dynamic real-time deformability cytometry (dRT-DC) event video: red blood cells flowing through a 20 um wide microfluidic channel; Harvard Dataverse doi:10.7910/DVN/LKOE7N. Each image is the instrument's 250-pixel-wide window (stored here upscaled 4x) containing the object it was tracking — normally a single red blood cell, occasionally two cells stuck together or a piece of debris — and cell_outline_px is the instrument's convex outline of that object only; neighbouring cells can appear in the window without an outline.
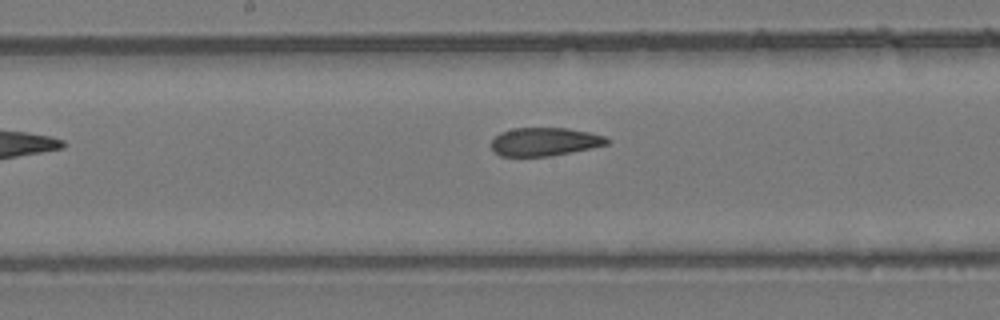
{"species": "common noctule bat (a hibernating species)", "species_latin": "Nyctalus noctula", "temperature_condition": "room temperature", "stored_images_in_passage": 8, "camera_frame_rate_fps": 3000, "um_per_image_px": 0.085, "animal": {"sex": "female", "body_mass_g": 24.6, "forearm_length_mm": 56.2}, "frame": {"image": 1, "passage_image": 7, "time_ms": 7.0, "image_size_px": [1000, 320], "cell_outline_px": [[612, 140], [608, 144], [548, 156], [500, 156], [492, 148], [492, 140], [500, 132], [512, 128], [568, 128], [588, 132], [604, 136]], "centroid_in_image_um": [46.28, 12.03], "position_along_channel_um": 201.9, "area_um2": 18.84}}
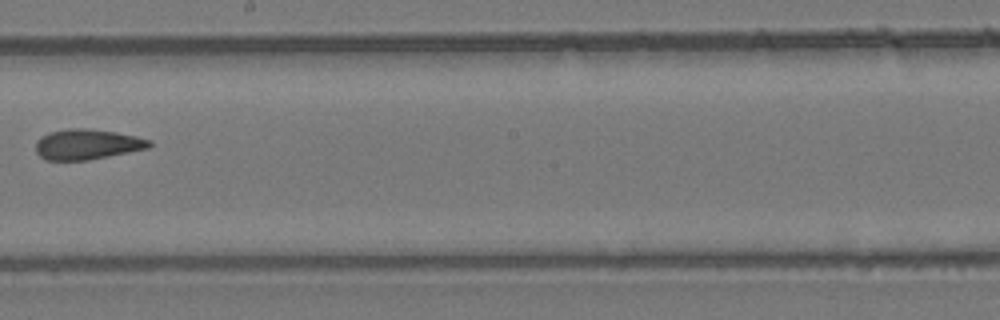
{"frame": {"image": 2, "passage_image": 8, "time_ms": 8.0, "image_size_px": [1000, 320], "cell_outline_px": [[152, 144], [148, 148], [88, 160], [44, 160], [36, 152], [36, 140], [48, 132], [68, 128], [88, 128], [116, 132], [136, 136], [152, 140]], "centroid_in_image_um": [7.39, 12.26], "position_along_channel_um": 240.8, "area_um2": 20.17}}